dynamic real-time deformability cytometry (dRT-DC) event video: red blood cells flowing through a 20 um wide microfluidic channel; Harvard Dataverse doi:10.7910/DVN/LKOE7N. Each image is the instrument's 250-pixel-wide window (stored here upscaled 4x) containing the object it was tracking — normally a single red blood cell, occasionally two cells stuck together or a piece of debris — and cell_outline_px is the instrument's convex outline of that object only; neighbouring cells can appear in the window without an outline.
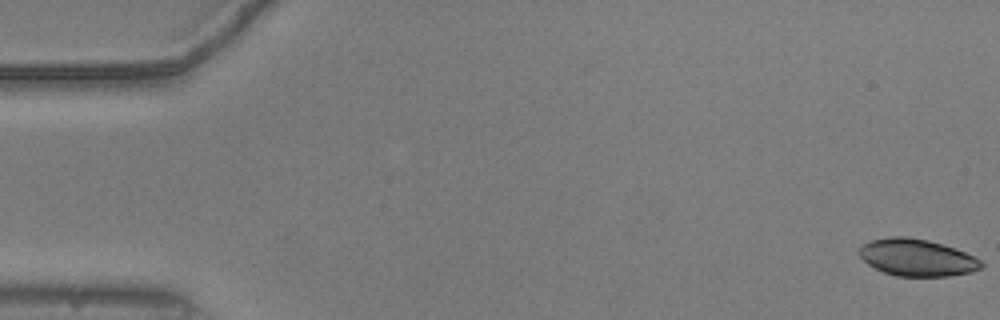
{"species": "common noctule bat (a hibernating species)", "species_latin": "Nyctalus noctula", "temperature_condition": "warm", "stored_images_in_passage": 5, "camera_frame_rate_fps": 3000, "um_per_image_px": 0.085, "animal": {"sex": "male", "body_mass_g": 20.5, "forearm_length_mm": 52.5}, "frame": {"image": 1, "passage_image": 1, "time_ms": 0.0, "image_size_px": [1000, 320], "cell_outline_px": [[984, 264], [980, 268], [972, 272], [948, 276], [896, 276], [884, 272], [868, 264], [856, 252], [860, 244], [872, 240], [888, 236], [908, 236], [928, 240], [956, 248], [980, 260]], "centroid_in_image_um": [77.9, 21.88], "position_along_channel_um": 7.1, "area_um2": 26.47}}